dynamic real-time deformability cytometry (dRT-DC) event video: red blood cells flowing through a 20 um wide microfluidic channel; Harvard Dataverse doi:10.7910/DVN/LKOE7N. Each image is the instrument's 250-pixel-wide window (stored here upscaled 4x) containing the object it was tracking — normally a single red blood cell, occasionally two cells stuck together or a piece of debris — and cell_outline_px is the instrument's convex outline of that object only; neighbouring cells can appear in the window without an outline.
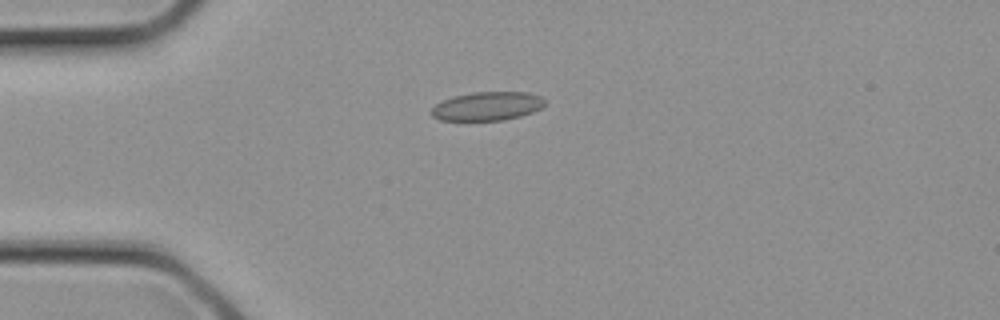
{"species": "common noctule bat (a hibernating species)", "species_latin": "Nyctalus noctula", "temperature_condition": "cold", "stored_images_in_passage": 2, "camera_frame_rate_fps": 3000, "um_per_image_px": 0.085, "animal": {"sex": "female", "body_mass_g": 21.9}, "frame": {"image": 1, "passage_image": 2, "time_ms": 0.333, "image_size_px": [1000, 320], "cell_outline_px": [[548, 100], [540, 108], [532, 112], [520, 116], [504, 120], [440, 120], [432, 116], [432, 108], [436, 104], [452, 96], [472, 92], [528, 92], [540, 96]], "centroid_in_image_um": [41.44, 9.01], "position_along_channel_um": 43.6, "area_um2": 18.96}}